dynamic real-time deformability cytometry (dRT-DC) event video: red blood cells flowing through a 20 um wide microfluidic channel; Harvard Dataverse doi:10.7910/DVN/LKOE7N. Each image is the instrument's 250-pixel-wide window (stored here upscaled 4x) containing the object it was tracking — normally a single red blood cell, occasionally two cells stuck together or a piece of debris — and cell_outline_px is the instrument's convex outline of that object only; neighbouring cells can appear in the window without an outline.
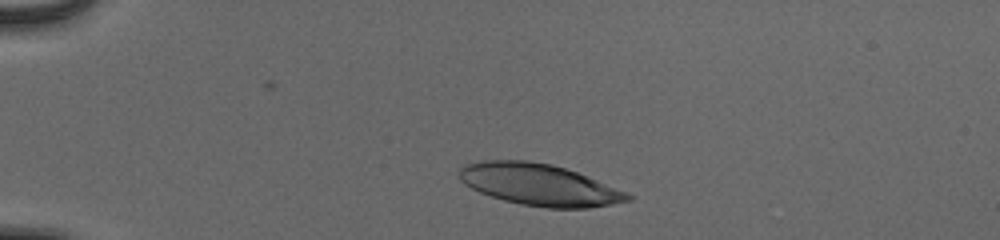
{"species": "human", "species_latin": "Homo sapiens", "temperature_condition": "cold", "stored_images_in_passage": 43, "camera_frame_rate_fps": 3000, "um_per_image_px": 0.085, "donor": {"sex": "male"}, "frame": {"image": 1, "passage_image": 6, "time_ms": 1.667, "image_size_px": [1000, 240], "cell_outline_px": [[632, 200], [612, 204], [588, 208], [544, 208], [520, 204], [504, 200], [480, 192], [464, 184], [460, 180], [460, 168], [464, 164], [484, 160], [528, 160], [552, 164], [576, 172], [596, 180], [624, 192], [632, 196]], "centroid_in_image_um": [45.79, 15.7], "position_along_channel_um": 39.2, "area_um2": 40.52}}
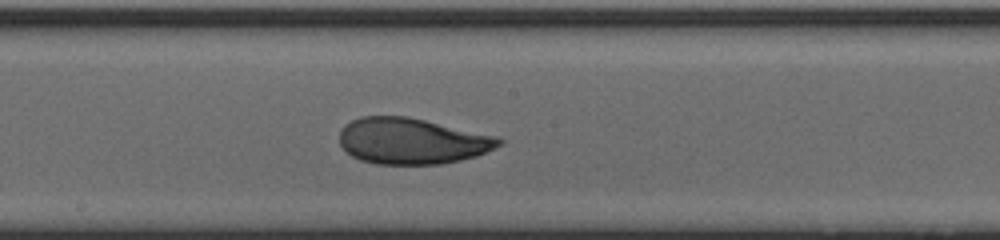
{"frame": {"image": 2, "passage_image": 24, "time_ms": 7.667, "image_size_px": [1000, 240], "cell_outline_px": [[504, 144], [496, 148], [476, 156], [460, 160], [440, 164], [376, 164], [360, 160], [352, 156], [340, 144], [340, 128], [344, 124], [360, 116], [408, 116], [500, 136], [504, 140]], "centroid_in_image_um": [35.05, 11.98], "position_along_channel_um": 213.1, "area_um2": 43.29}}
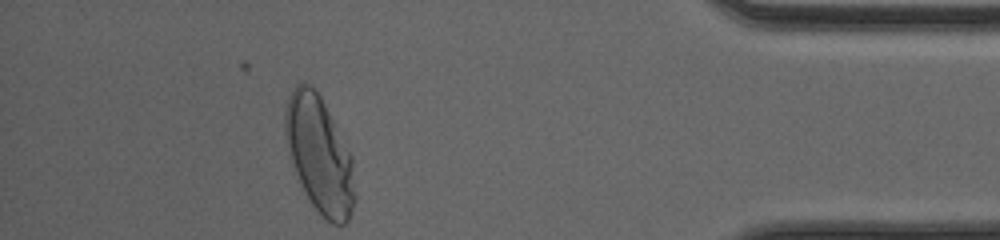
{"frame": {"image": 3, "passage_image": 42, "time_ms": 13.667, "image_size_px": [1000, 240], "cell_outline_px": [[356, 200], [348, 220], [344, 224], [332, 224], [312, 204], [300, 184], [288, 156], [284, 132], [284, 112], [288, 96], [292, 88], [296, 84], [312, 84], [320, 96], [352, 156], [356, 192]], "centroid_in_image_um": [27.13, 13.14], "position_along_channel_um": 408.1, "area_um2": 47.4}, "authors_computed_cell_mechanics": {"area_um2": 42.772, "velocity_mm_per_s": 3.8803, "shape_relaxation_time_tau1_ms": 4.5586, "shape_relaxation_time_tau2_ms": 0.8999, "deformation_change_tau1": 0.2236, "deformation_change_tau2": 0.0618}}